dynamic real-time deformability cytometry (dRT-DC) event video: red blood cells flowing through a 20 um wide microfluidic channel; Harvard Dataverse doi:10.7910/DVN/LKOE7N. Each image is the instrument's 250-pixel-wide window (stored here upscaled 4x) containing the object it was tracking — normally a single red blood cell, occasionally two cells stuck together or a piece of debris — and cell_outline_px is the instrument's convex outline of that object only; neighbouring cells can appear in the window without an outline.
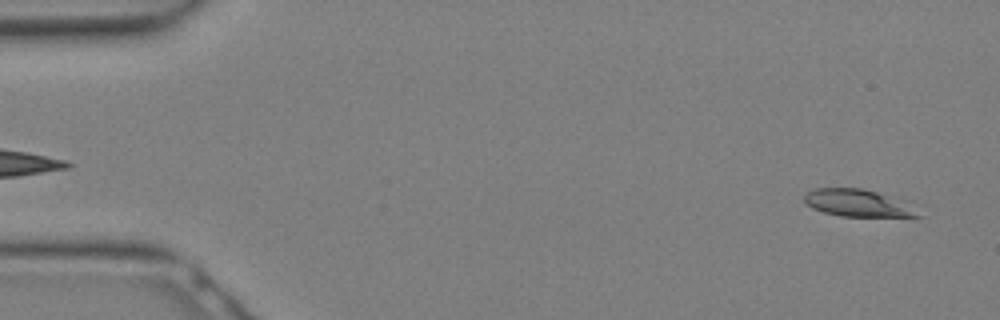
{"species": "Egyptian fruit bat (a non-hibernating species)", "species_latin": "Rousettus aegyptiacus", "temperature_condition": "warm", "stored_images_in_passage": 9, "camera_frame_rate_fps": 3000, "um_per_image_px": 0.085, "animal": {"sex": "female"}, "frame": {"image": 1, "passage_image": 1, "time_ms": 0.0, "image_size_px": [1000, 320], "cell_outline_px": [[924, 216], [840, 216], [824, 212], [812, 208], [804, 204], [804, 196], [808, 192], [816, 188], [860, 188], [876, 192]], "centroid_in_image_um": [72.67, 17.26], "position_along_channel_um": 12.3, "area_um2": 16.88}}
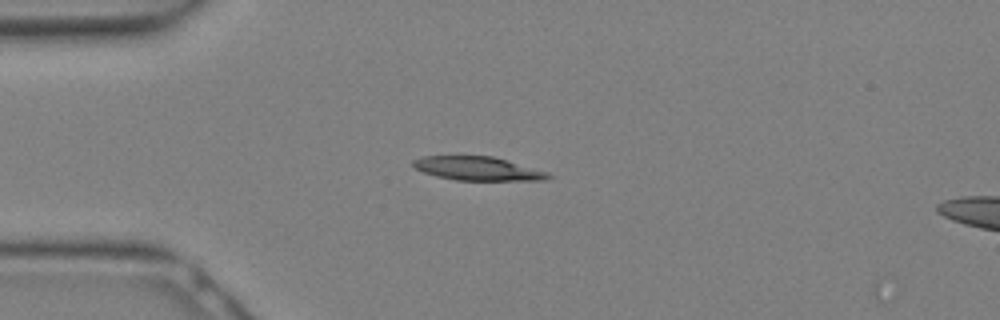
{"frame": {"image": 2, "passage_image": 7, "time_ms": 2.0, "image_size_px": [1000, 320], "cell_outline_px": [[552, 176], [544, 180], [456, 180], [436, 176], [424, 172], [416, 168], [412, 164], [412, 160], [420, 156], [492, 156], [548, 172]], "centroid_in_image_um": [40.57, 14.32], "position_along_channel_um": 44.4, "area_um2": 18.5}}